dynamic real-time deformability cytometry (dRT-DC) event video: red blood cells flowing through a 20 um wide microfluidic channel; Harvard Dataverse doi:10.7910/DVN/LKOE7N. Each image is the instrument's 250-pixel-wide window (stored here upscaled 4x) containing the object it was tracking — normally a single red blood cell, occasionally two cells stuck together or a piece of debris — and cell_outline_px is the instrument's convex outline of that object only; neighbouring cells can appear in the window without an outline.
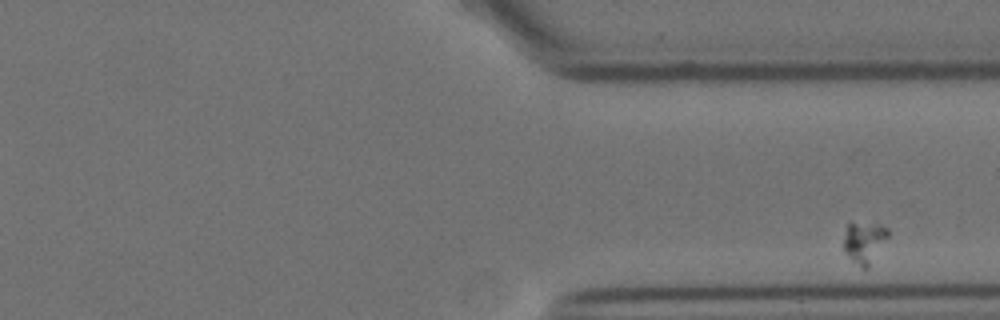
{"species": "Egyptian fruit bat (a non-hibernating species)", "species_latin": "Rousettus aegyptiacus", "temperature_condition": "cold", "stored_images_in_passage": 13, "segment_of_instrument_passage": [2, 2], "camera_frame_rate_fps": 3000, "um_per_image_px": 0.085, "animal": {"sex": "female"}, "frame": {"image": 1, "passage_image": 13, "time_ms": 16.333, "image_size_px": [1000, 320], "cell_outline_px": [[888, 236], [868, 268], [860, 268], [844, 252], [844, 236], [848, 224], [880, 224], [888, 228]], "centroid_in_image_um": [73.46, 20.62], "position_along_channel_um": 337.9, "area_um2": 10.46}}